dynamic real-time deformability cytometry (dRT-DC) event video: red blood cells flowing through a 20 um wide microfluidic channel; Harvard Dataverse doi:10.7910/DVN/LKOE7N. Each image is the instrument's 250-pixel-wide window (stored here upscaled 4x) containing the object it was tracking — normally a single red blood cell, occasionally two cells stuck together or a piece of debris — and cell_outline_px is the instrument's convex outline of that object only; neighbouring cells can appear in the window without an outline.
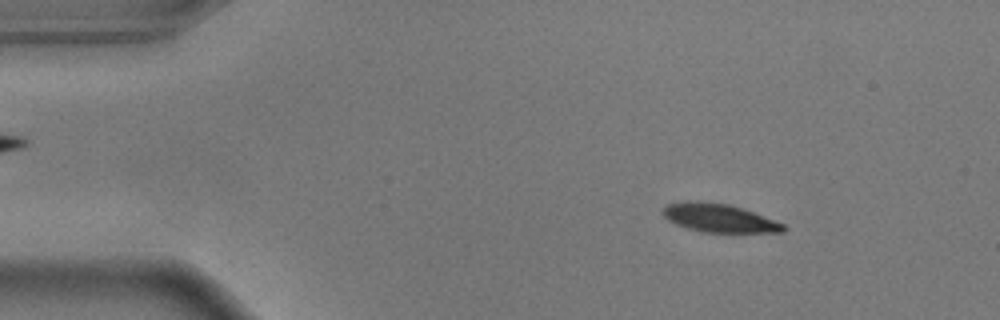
{"species": "common noctule bat (a hibernating species)", "species_latin": "Nyctalus noctula", "temperature_condition": "warm", "stored_images_in_passage": 54, "camera_frame_rate_fps": 3000, "um_per_image_px": 0.085, "animal": {"sex": "male", "body_mass_g": 17.9}, "frame": {"image": 1, "passage_image": 7, "time_ms": 2.0, "image_size_px": [1000, 320], "cell_outline_px": [[788, 228], [784, 232], [700, 232], [676, 224], [668, 220], [660, 212], [668, 204], [688, 200], [700, 200], [728, 204], [744, 208], [784, 224]], "centroid_in_image_um": [61.11, 18.52], "position_along_channel_um": 23.9, "area_um2": 20.11}}
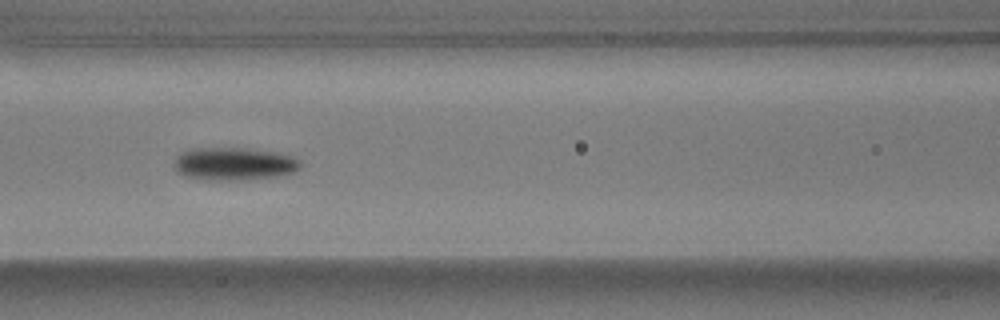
{"frame": {"image": 2, "passage_image": 23, "time_ms": 7.333, "image_size_px": [1000, 320], "cell_outline_px": [[300, 168], [292, 172], [276, 176], [236, 180], [208, 180], [188, 176], [176, 172], [176, 156], [180, 152], [188, 148], [248, 148], [272, 152], [288, 156], [300, 160]], "centroid_in_image_um": [19.84, 13.91], "position_along_channel_um": 146.8, "area_um2": 23.81}}
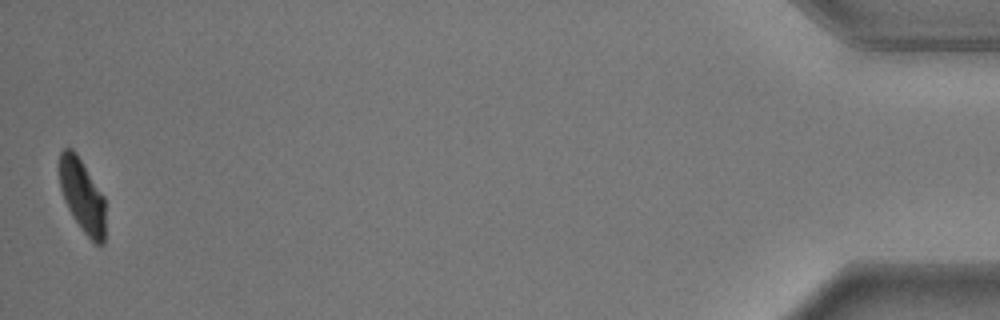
{"frame": {"image": 3, "passage_image": 54, "time_ms": 17.667, "image_size_px": [1000, 320], "cell_outline_px": [[104, 244], [96, 244], [84, 232], [72, 216], [64, 200], [60, 188], [56, 168], [60, 152], [64, 148], [72, 148], [76, 152], [104, 196]], "centroid_in_image_um": [6.93, 16.56], "position_along_channel_um": 428.3, "area_um2": 19.88}, "authors_computed_cell_mechanics": {"area_um2": 22.0218, "velocity_mm_per_s": 3.6309, "shape_relaxation_time_tau1_ms": 3.4483, "shape_relaxation_time_tau2_ms": 3.7776, "deformation_change_tau1": 0.1708, "deformation_change_tau2": 0.0653}}